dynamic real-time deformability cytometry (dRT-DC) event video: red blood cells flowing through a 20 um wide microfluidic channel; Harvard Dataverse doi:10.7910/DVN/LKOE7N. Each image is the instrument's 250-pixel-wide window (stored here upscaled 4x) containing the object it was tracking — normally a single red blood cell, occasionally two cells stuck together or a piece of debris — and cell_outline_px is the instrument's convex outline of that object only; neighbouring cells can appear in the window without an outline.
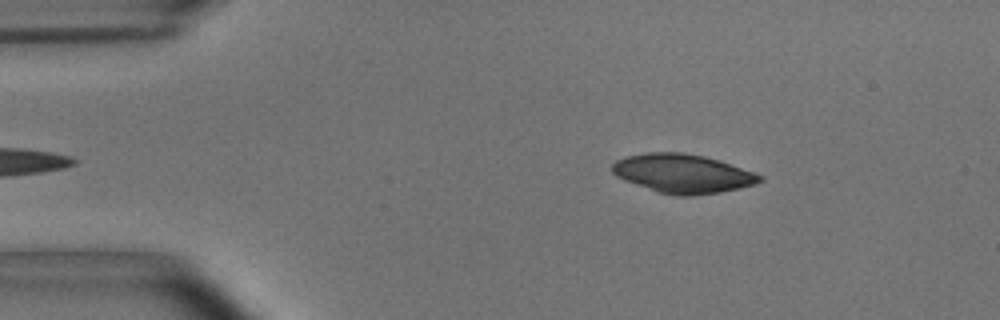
{"species": "common noctule bat (a hibernating species)", "species_latin": "Nyctalus noctula", "temperature_condition": "room temperature", "stored_images_in_passage": 47, "camera_frame_rate_fps": 3000, "um_per_image_px": 0.085, "animal": {"sex": "male", "body_mass_g": 15.6}, "frame": {"image": 1, "passage_image": 2, "time_ms": 0.333, "image_size_px": [1000, 320], "cell_outline_px": [[764, 180], [756, 184], [740, 188], [720, 192], [692, 196], [676, 196], [660, 192], [624, 180], [616, 176], [612, 172], [612, 164], [616, 160], [624, 156], [648, 152], [684, 152], [704, 156], [764, 176]], "centroid_in_image_um": [58.01, 14.75], "position_along_channel_um": 27.0, "area_um2": 33.23}}